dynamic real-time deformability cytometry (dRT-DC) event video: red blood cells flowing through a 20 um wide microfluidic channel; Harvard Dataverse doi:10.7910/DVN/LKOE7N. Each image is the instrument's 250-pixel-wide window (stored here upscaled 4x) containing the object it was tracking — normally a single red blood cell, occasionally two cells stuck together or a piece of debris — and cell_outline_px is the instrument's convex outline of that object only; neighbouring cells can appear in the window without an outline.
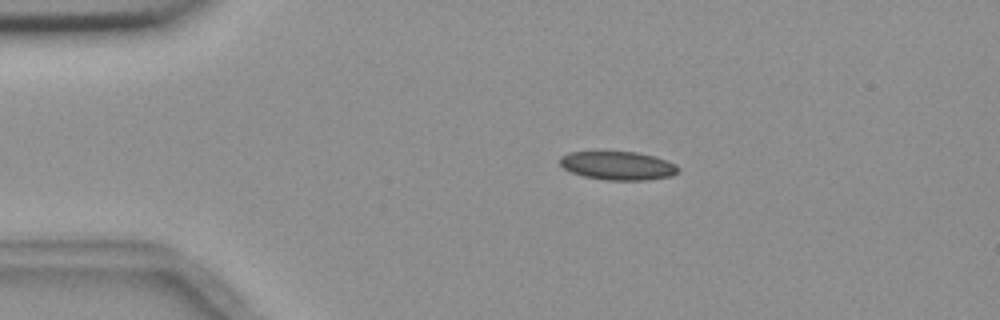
{"species": "common noctule bat (a hibernating species)", "species_latin": "Nyctalus noctula", "temperature_condition": "room temperature", "stored_images_in_passage": 5, "camera_frame_rate_fps": 3000, "um_per_image_px": 0.085, "animal": {"sex": "female", "body_mass_g": 18.4}, "frame": {"image": 1, "passage_image": 3, "time_ms": 2.333, "image_size_px": [1000, 320], "cell_outline_px": [[680, 168], [672, 176], [648, 180], [608, 180], [584, 176], [572, 172], [564, 168], [560, 164], [560, 156], [572, 152], [596, 148], [636, 152], [656, 156], [676, 164]], "centroid_in_image_um": [52.49, 14.02], "position_along_channel_um": 32.5, "area_um2": 20.52}}
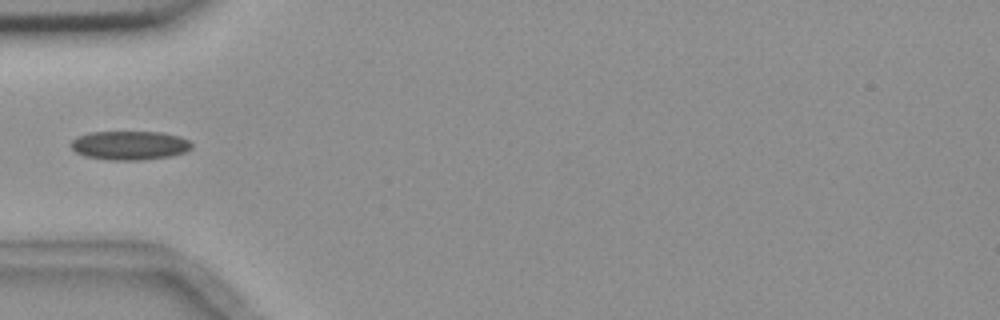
{"frame": {"image": 2, "passage_image": 5, "time_ms": 4.667, "image_size_px": [1000, 320], "cell_outline_px": [[192, 148], [184, 152], [168, 156], [144, 160], [108, 160], [84, 156], [76, 152], [68, 144], [76, 136], [88, 132], [160, 132], [180, 136], [188, 140], [192, 144]], "centroid_in_image_um": [10.97, 12.35], "position_along_channel_um": 74.0, "area_um2": 20.52}}